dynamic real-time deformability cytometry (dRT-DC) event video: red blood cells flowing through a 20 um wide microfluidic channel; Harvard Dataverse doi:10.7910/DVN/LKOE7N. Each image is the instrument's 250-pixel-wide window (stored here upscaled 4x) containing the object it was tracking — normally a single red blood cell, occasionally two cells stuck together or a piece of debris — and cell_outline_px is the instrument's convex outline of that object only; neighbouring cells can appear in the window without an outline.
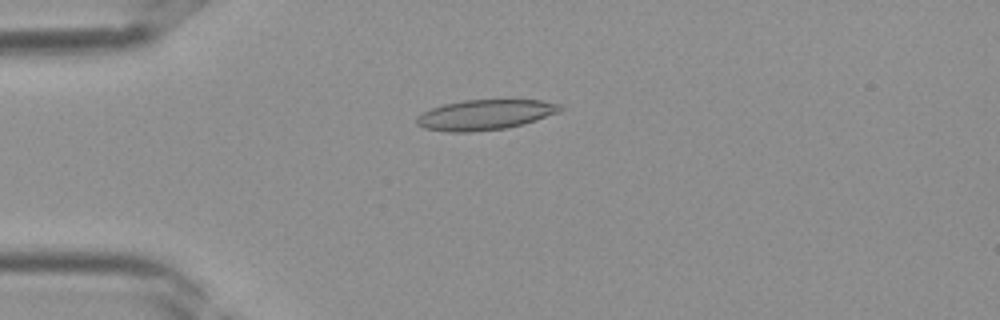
{"species": "Egyptian fruit bat (a non-hibernating species)", "species_latin": "Rousettus aegyptiacus", "temperature_condition": "room temperature", "stored_images_in_passage": 38, "camera_frame_rate_fps": 3000, "um_per_image_px": 0.085, "frame": {"image": 1, "passage_image": 10, "time_ms": 3.0, "image_size_px": [1000, 320], "cell_outline_px": [[564, 108], [556, 112], [536, 120], [524, 124], [508, 128], [468, 132], [448, 132], [424, 128], [416, 124], [416, 116], [432, 108], [444, 104], [464, 100], [540, 100], [560, 104]], "centroid_in_image_um": [41.2, 9.76], "position_along_channel_um": 43.8, "area_um2": 25.14}}
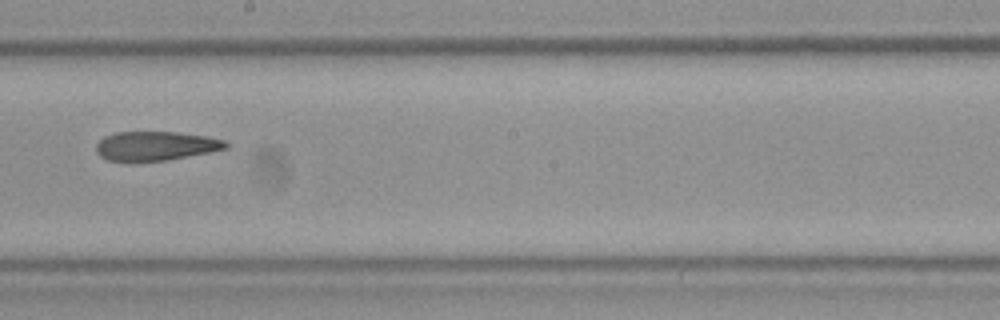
{"frame": {"image": 2, "passage_image": 22, "time_ms": 7.0, "image_size_px": [1000, 320], "cell_outline_px": [[228, 148], [168, 160], [132, 164], [108, 160], [100, 156], [96, 152], [96, 144], [104, 136], [116, 132], [176, 132], [208, 136], [224, 140], [228, 144]], "centroid_in_image_um": [13.17, 12.43], "position_along_channel_um": 235.0, "area_um2": 22.6}}
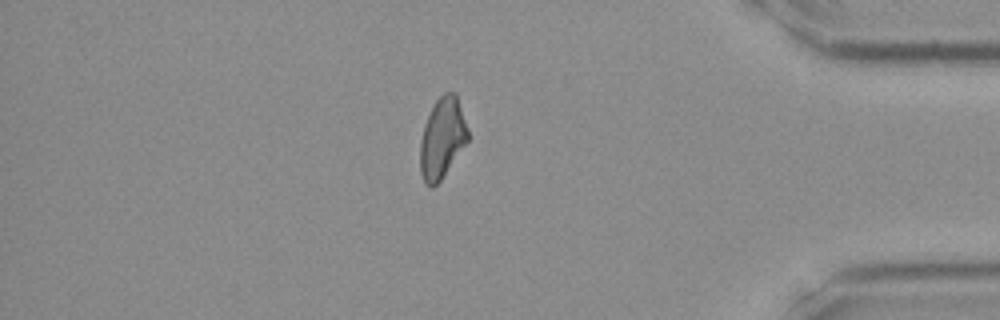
{"frame": {"image": 3, "passage_image": 33, "time_ms": 10.667, "image_size_px": [1000, 320], "cell_outline_px": [[468, 140], [440, 180], [432, 188], [428, 188], [424, 184], [420, 172], [420, 140], [424, 124], [436, 100], [444, 92], [456, 92], [468, 128]], "centroid_in_image_um": [37.57, 11.74], "position_along_channel_um": 397.6, "area_um2": 22.37}}